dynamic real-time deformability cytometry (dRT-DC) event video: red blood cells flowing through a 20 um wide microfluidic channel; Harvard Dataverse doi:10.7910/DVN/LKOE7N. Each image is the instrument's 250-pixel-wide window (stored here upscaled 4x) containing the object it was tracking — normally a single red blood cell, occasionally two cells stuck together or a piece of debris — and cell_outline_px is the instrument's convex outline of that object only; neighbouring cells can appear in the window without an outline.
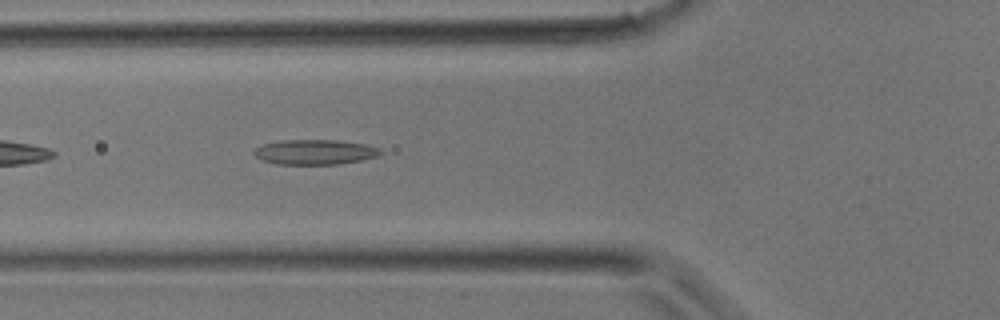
{"species": "common noctule bat (a hibernating species)", "species_latin": "Nyctalus noctula", "temperature_condition": "room temperature", "stored_images_in_passage": 32, "camera_frame_rate_fps": 3000, "um_per_image_px": 0.085, "animal": {"sex": "male", "body_mass_g": 17.9}, "frame": {"image": 1, "passage_image": 11, "time_ms": 3.333, "image_size_px": [1000, 320], "cell_outline_px": [[384, 152], [376, 156], [360, 160], [340, 164], [276, 164], [260, 160], [252, 152], [256, 148], [264, 144], [280, 140], [336, 140], [364, 144], [380, 148]], "centroid_in_image_um": [26.74, 12.92], "position_along_channel_um": 99.1, "area_um2": 18.38}}
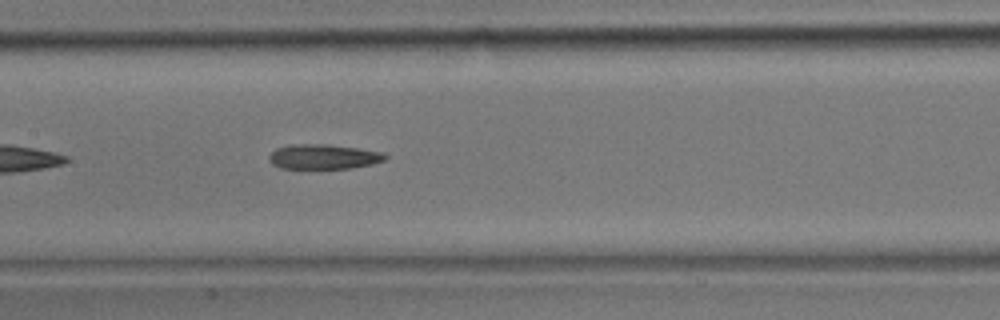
{"frame": {"image": 2, "passage_image": 15, "time_ms": 4.667, "image_size_px": [1000, 320], "cell_outline_px": [[388, 156], [384, 160], [372, 164], [352, 168], [280, 168], [272, 164], [268, 160], [268, 156], [276, 148], [292, 144], [328, 144], [356, 148], [380, 152]], "centroid_in_image_um": [27.45, 13.32], "position_along_channel_um": 179.9, "area_um2": 16.7}}
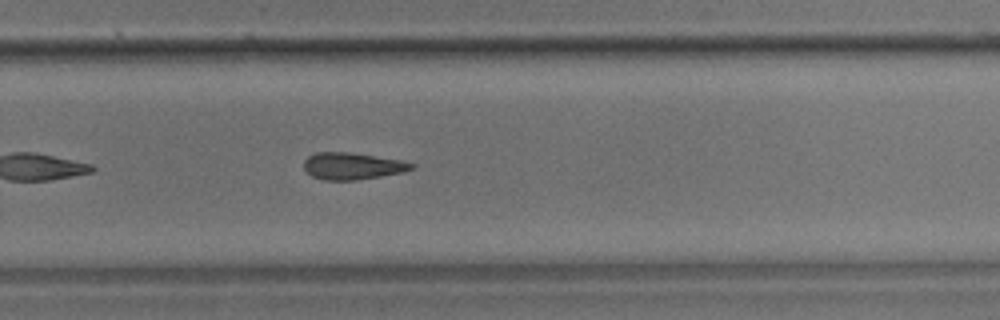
{"frame": {"image": 3, "passage_image": 21, "time_ms": 6.667, "image_size_px": [1000, 320], "cell_outline_px": [[416, 164], [412, 168], [404, 172], [356, 180], [324, 180], [312, 176], [304, 168], [304, 160], [308, 156], [316, 152], [348, 152], [400, 160]], "centroid_in_image_um": [29.93, 14.11], "position_along_channel_um": 299.9, "area_um2": 16.7}}